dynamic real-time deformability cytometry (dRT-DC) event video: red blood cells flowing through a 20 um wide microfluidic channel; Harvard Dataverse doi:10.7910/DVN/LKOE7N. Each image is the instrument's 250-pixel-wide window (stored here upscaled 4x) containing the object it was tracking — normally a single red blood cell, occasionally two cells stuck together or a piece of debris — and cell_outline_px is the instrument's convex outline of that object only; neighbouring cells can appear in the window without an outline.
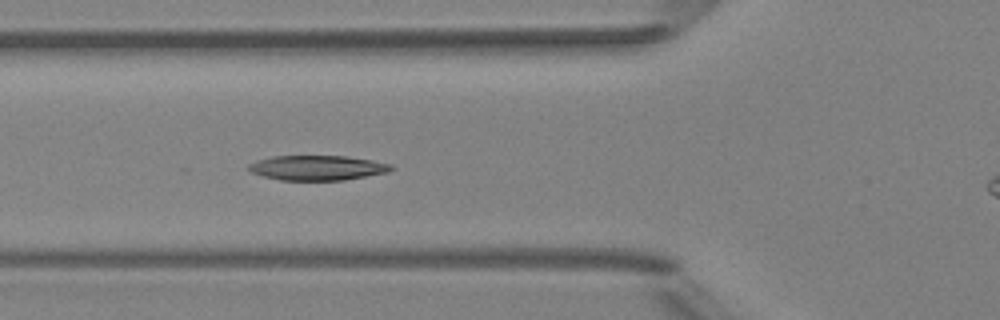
{"species": "Egyptian fruit bat (a non-hibernating species)", "species_latin": "Rousettus aegyptiacus", "temperature_condition": "room temperature", "stored_images_in_passage": 7, "camera_frame_rate_fps": 3000, "um_per_image_px": 0.085, "animal": {"sex": "female"}, "frame": {"image": 1, "passage_image": 6, "time_ms": 5.667, "image_size_px": [1000, 320], "cell_outline_px": [[392, 168], [388, 172], [344, 180], [280, 180], [264, 176], [252, 172], [248, 168], [248, 164], [256, 160], [272, 156], [348, 156], [372, 160], [392, 164]], "centroid_in_image_um": [26.97, 14.26], "position_along_channel_um": 98.8, "area_um2": 20.58}}